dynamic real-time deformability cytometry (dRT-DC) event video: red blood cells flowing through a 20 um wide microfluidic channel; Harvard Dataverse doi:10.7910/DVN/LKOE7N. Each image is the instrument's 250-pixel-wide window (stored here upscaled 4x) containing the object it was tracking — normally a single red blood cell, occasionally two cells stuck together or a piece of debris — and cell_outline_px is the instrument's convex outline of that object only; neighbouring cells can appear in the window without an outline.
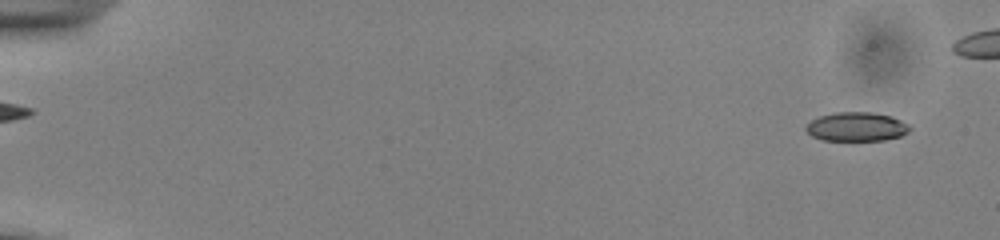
{"species": "common noctule bat (a hibernating species)", "species_latin": "Nyctalus noctula", "temperature_condition": "cold", "stored_images_in_passage": 50, "camera_frame_rate_fps": 3000, "um_per_image_px": 0.085, "animal": {"sex": "male", "body_mass_g": 13.0, "forearm_length_mm": 53.1}, "frame": {"image": 1, "passage_image": 3, "time_ms": 0.667, "image_size_px": [1000, 240], "cell_outline_px": [[912, 128], [908, 132], [900, 136], [884, 140], [824, 140], [812, 136], [804, 128], [812, 120], [820, 116], [836, 112], [872, 112], [892, 116], [908, 124]], "centroid_in_image_um": [72.83, 10.77], "position_along_channel_um": 12.2, "area_um2": 17.46}}
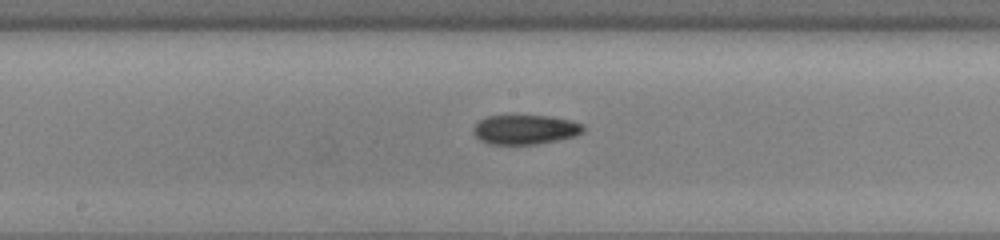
{"frame": {"image": 2, "passage_image": 30, "time_ms": 9.667, "image_size_px": [1000, 240], "cell_outline_px": [[584, 132], [576, 136], [560, 140], [536, 144], [488, 144], [480, 140], [472, 132], [472, 128], [480, 120], [488, 116], [548, 116], [572, 120], [584, 124]], "centroid_in_image_um": [44.67, 11.02], "position_along_channel_um": 203.5, "area_um2": 19.02}}
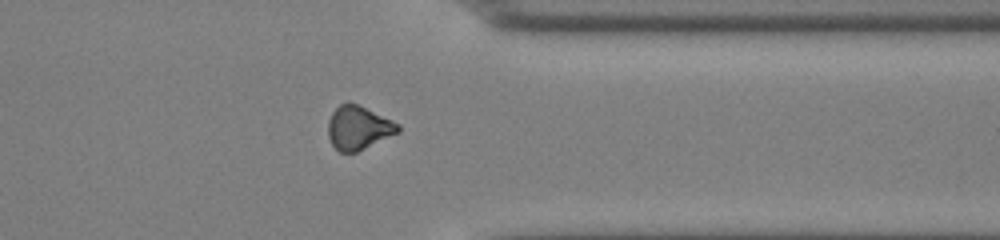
{"frame": {"image": 3, "passage_image": 44, "time_ms": 14.333, "image_size_px": [1000, 240], "cell_outline_px": [[400, 132], [356, 152], [340, 152], [332, 144], [328, 136], [328, 120], [332, 112], [340, 104], [348, 100], [392, 120], [400, 124]], "centroid_in_image_um": [30.46, 10.84], "position_along_channel_um": 380.9, "area_um2": 17.8}}